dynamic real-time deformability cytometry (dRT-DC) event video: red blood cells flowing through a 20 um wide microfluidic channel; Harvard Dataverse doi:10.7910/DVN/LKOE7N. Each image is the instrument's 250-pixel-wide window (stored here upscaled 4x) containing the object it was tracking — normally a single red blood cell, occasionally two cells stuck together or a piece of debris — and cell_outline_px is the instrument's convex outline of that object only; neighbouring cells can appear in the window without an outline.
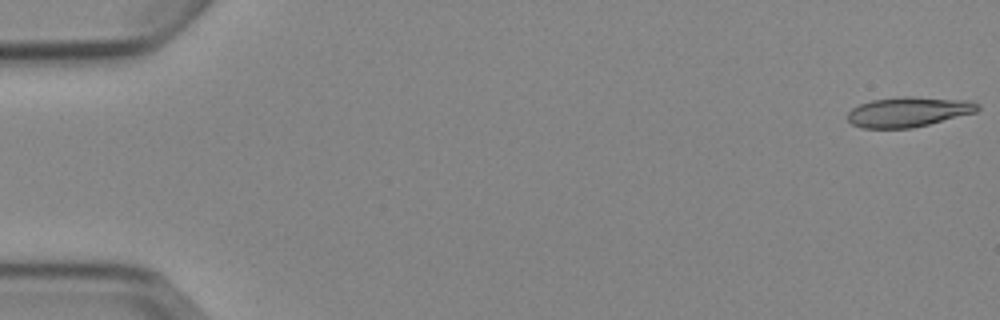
{"species": "Egyptian fruit bat (a non-hibernating species)", "species_latin": "Rousettus aegyptiacus", "temperature_condition": "cold", "stored_images_in_passage": 6, "camera_frame_rate_fps": 3000, "um_per_image_px": 0.085, "animal": {"sex": "female"}, "frame": {"image": 1, "passage_image": 1, "time_ms": 0.0, "image_size_px": [1000, 320], "cell_outline_px": [[980, 108], [976, 112], [912, 128], [864, 128], [852, 124], [848, 120], [848, 112], [852, 108], [860, 104], [872, 100], [900, 96], [912, 96], [972, 100], [980, 104]], "centroid_in_image_um": [77.25, 9.49], "position_along_channel_um": 7.8, "area_um2": 22.83}}
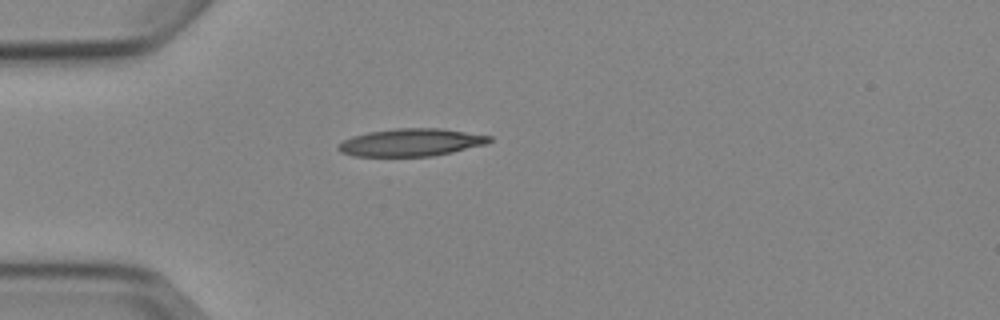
{"frame": {"image": 2, "passage_image": 5, "time_ms": 4.667, "image_size_px": [1000, 320], "cell_outline_px": [[492, 140], [488, 144], [452, 152], [432, 156], [352, 156], [340, 152], [336, 148], [336, 144], [352, 136], [368, 132], [396, 128], [440, 128], [492, 136]], "centroid_in_image_um": [34.92, 12.1], "position_along_channel_um": 50.1, "area_um2": 24.45}}